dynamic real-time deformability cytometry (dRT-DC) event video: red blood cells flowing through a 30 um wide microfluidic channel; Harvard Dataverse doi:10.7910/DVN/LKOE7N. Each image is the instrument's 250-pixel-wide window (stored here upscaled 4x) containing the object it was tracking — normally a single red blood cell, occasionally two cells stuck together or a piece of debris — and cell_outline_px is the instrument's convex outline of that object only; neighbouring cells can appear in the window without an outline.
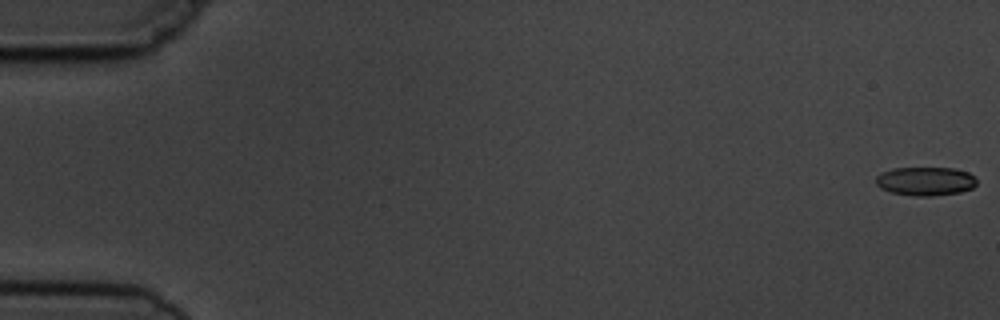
{"species": "common noctule bat (a hibernating species)", "species_latin": "Nyctalus noctula", "temperature_condition": "cold", "stored_images_in_passage": 3, "camera_frame_rate_fps": 3000, "um_per_image_px": 0.085, "animal": {"sex": "male", "body_mass_g": 19.5, "forearm_length_mm": 54.6}, "frame": {"image": 1, "passage_image": 1, "time_ms": 0.0, "image_size_px": [1000, 320], "cell_outline_px": [[976, 184], [972, 188], [960, 192], [932, 196], [916, 196], [892, 192], [880, 188], [876, 184], [876, 176], [880, 172], [892, 168], [952, 168], [968, 172], [976, 180]], "centroid_in_image_um": [78.63, 15.4], "position_along_channel_um": 6.4, "area_um2": 16.82}}